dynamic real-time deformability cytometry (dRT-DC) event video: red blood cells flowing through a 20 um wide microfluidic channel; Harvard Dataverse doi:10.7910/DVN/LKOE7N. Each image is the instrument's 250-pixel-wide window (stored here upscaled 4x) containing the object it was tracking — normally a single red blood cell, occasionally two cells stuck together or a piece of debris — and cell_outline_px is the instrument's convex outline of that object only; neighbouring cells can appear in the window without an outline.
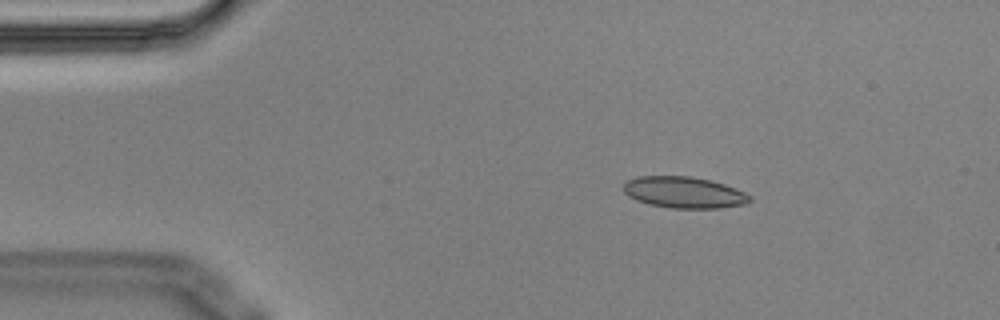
{"species": "Egyptian fruit bat (a non-hibernating species)", "species_latin": "Rousettus aegyptiacus", "temperature_condition": "cold", "stored_images_in_passage": 5, "camera_frame_rate_fps": 3000, "um_per_image_px": 0.085, "animal": {"sex": "male"}, "frame": {"image": 1, "passage_image": 3, "time_ms": 0.667, "image_size_px": [1000, 320], "cell_outline_px": [[752, 200], [748, 204], [720, 208], [672, 208], [648, 204], [636, 200], [628, 196], [624, 192], [624, 184], [628, 180], [636, 176], [692, 176], [712, 180], [724, 184], [744, 192], [752, 196]], "centroid_in_image_um": [58.17, 16.35], "position_along_channel_um": 26.8, "area_um2": 23.29}}